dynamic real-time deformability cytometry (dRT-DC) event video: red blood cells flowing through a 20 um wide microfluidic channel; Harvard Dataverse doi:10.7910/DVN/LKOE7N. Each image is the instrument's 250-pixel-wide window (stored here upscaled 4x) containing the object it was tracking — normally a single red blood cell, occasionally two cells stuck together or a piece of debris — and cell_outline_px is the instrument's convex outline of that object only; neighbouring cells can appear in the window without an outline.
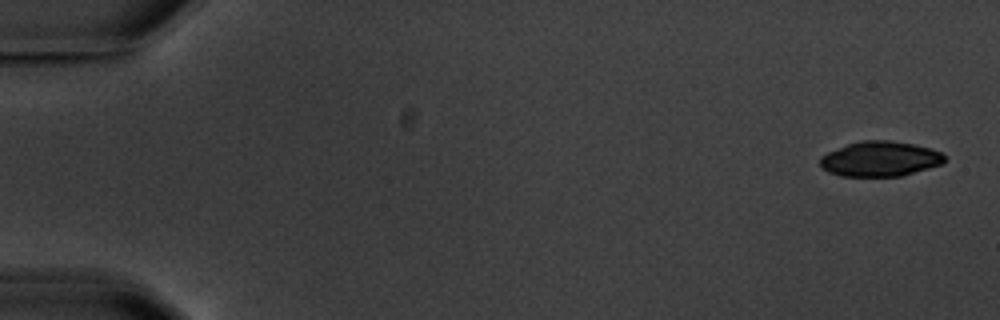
{"species": "common noctule bat (a hibernating species)", "species_latin": "Nyctalus noctula", "temperature_condition": "warm", "stored_images_in_passage": 5, "camera_frame_rate_fps": 3000, "um_per_image_px": 0.085, "animal": {"sex": "male", "body_mass_g": 20.1, "forearm_length_mm": 53.5}, "frame": {"image": 1, "passage_image": 1, "time_ms": 0.0, "image_size_px": [1000, 320], "cell_outline_px": [[944, 164], [900, 176], [840, 176], [828, 172], [820, 168], [820, 156], [828, 152], [848, 144], [860, 140], [888, 140], [912, 144], [932, 148], [940, 152], [944, 156]], "centroid_in_image_um": [74.79, 13.51], "position_along_channel_um": 10.2, "area_um2": 25.49}}
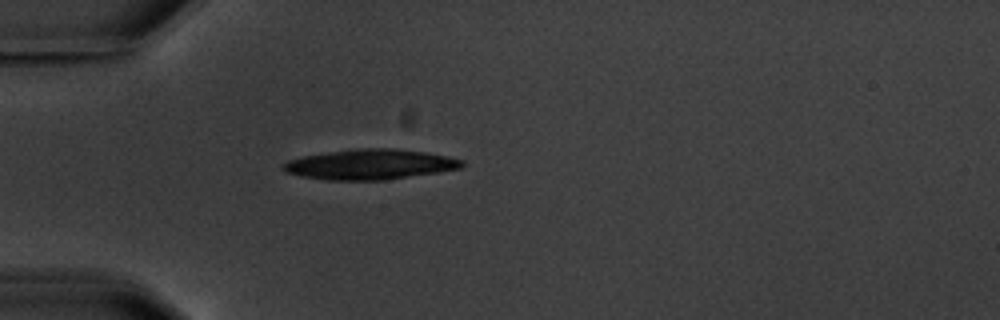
{"frame": {"image": 2, "passage_image": 5, "time_ms": 5.0, "image_size_px": [1000, 320], "cell_outline_px": [[464, 164], [460, 168], [440, 172], [384, 180], [328, 180], [300, 176], [284, 172], [284, 164], [288, 160], [304, 156], [356, 148], [396, 148], [424, 152], [448, 156], [464, 160]], "centroid_in_image_um": [31.49, 13.97], "position_along_channel_um": 53.5, "area_um2": 31.39}}